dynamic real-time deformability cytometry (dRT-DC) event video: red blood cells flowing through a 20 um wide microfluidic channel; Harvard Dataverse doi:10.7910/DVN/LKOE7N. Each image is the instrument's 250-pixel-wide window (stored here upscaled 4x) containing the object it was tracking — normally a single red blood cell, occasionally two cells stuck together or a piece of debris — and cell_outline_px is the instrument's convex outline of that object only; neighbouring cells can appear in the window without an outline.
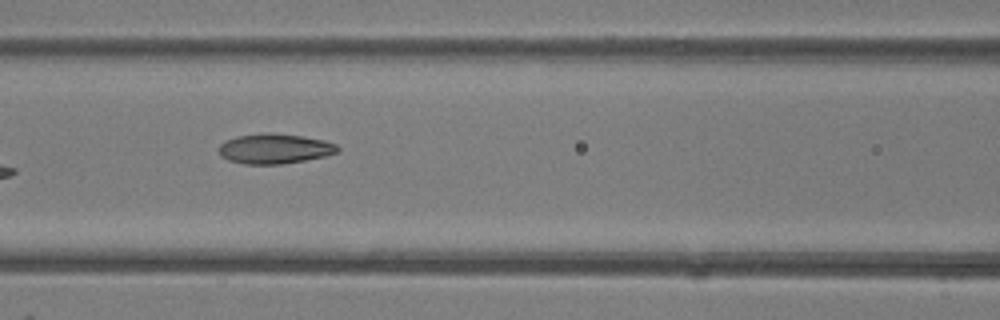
{"species": "common noctule bat (a hibernating species)", "species_latin": "Nyctalus noctula", "temperature_condition": "room temperature", "stored_images_in_passage": 5, "camera_frame_rate_fps": 3000, "um_per_image_px": 0.085, "animal": {"sex": "female"}, "frame": {"image": 1, "passage_image": 3, "time_ms": 2.333, "image_size_px": [1000, 320], "cell_outline_px": [[340, 148], [336, 152], [324, 156], [304, 160], [280, 164], [244, 164], [228, 160], [220, 156], [220, 144], [224, 140], [236, 136], [260, 132], [268, 132], [300, 136], [324, 140], [336, 144]], "centroid_in_image_um": [23.29, 12.63], "position_along_channel_um": 143.3, "area_um2": 20.75}}
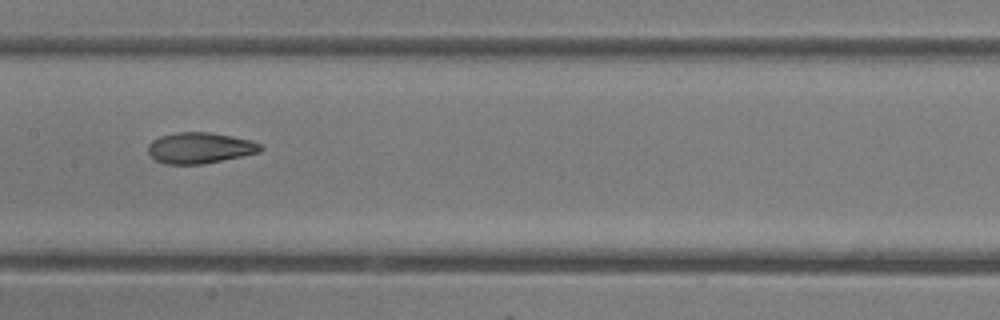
{"frame": {"image": 2, "passage_image": 4, "time_ms": 3.333, "image_size_px": [1000, 320], "cell_outline_px": [[264, 148], [260, 152], [204, 164], [164, 164], [156, 160], [148, 152], [148, 144], [152, 140], [160, 136], [176, 132], [208, 132], [232, 136], [252, 140], [260, 144]], "centroid_in_image_um": [16.99, 12.57], "position_along_channel_um": 190.4, "area_um2": 20.35}}
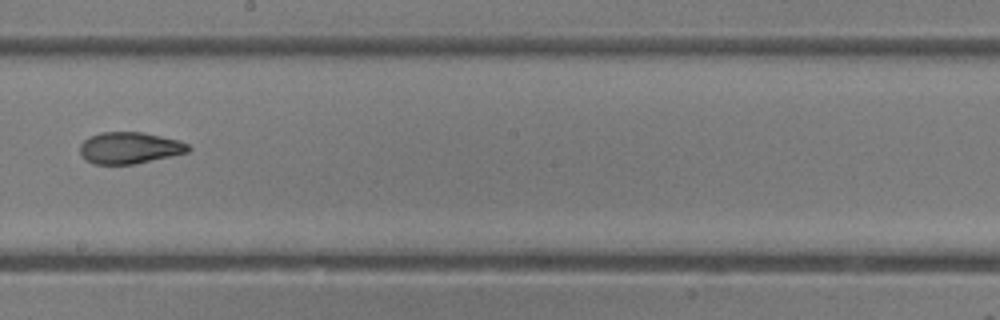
{"frame": {"image": 3, "passage_image": 5, "time_ms": 4.333, "image_size_px": [1000, 320], "cell_outline_px": [[192, 148], [188, 152], [172, 156], [136, 164], [96, 164], [88, 160], [80, 152], [80, 144], [88, 136], [100, 132], [140, 132], [180, 140], [188, 144]], "centroid_in_image_um": [11.04, 12.56], "position_along_channel_um": 237.2, "area_um2": 19.94}}